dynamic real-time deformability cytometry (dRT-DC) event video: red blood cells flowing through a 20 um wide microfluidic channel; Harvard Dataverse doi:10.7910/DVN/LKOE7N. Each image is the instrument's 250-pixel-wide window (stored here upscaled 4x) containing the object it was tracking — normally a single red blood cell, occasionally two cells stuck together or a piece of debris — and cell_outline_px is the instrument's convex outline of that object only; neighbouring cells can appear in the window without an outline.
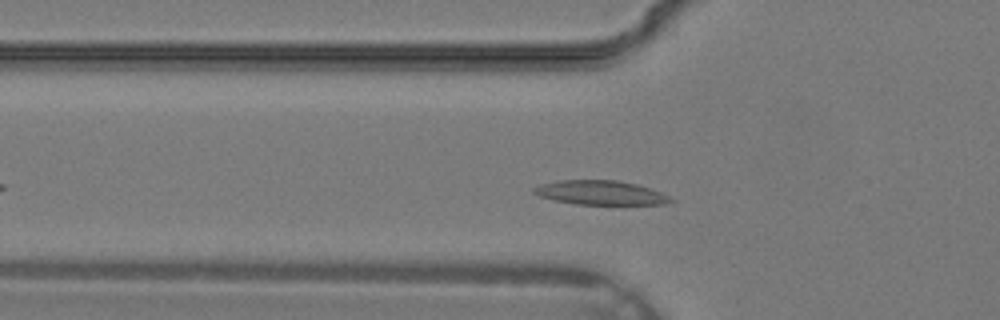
{"species": "common noctule bat (a hibernating species)", "species_latin": "Nyctalus noctula", "temperature_condition": "warm", "stored_images_in_passage": 24, "camera_frame_rate_fps": 3000, "um_per_image_px": 0.085, "animal": {"sex": "male", "body_mass_g": 19.2, "forearm_length_mm": 51.8}, "frame": {"image": 1, "passage_image": 5, "time_ms": 1.333, "image_size_px": [1000, 320], "cell_outline_px": [[676, 200], [668, 204], [576, 204], [552, 200], [540, 196], [532, 192], [532, 188], [540, 184], [556, 180], [616, 180], [636, 184], [660, 192]], "centroid_in_image_um": [51.0, 16.38], "position_along_channel_um": 74.8, "area_um2": 19.31}}
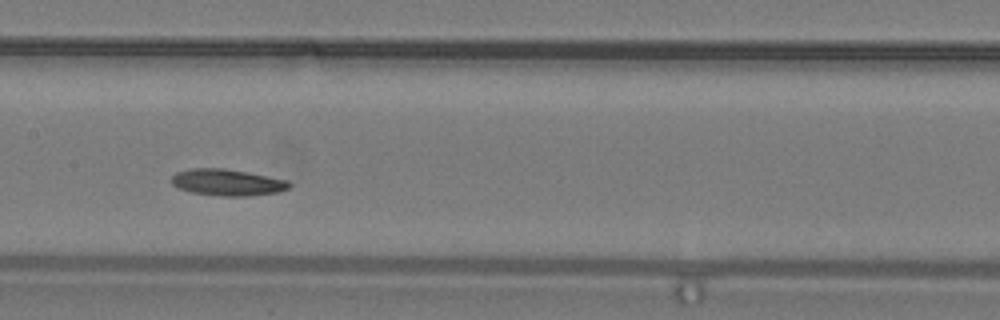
{"frame": {"image": 2, "passage_image": 11, "time_ms": 3.333, "image_size_px": [1000, 320], "cell_outline_px": [[292, 184], [288, 188], [276, 192], [252, 196], [220, 196], [192, 192], [180, 188], [172, 184], [172, 176], [176, 172], [192, 168], [224, 168], [248, 172], [288, 180]], "centroid_in_image_um": [19.34, 15.5], "position_along_channel_um": 188.1, "area_um2": 18.15}}
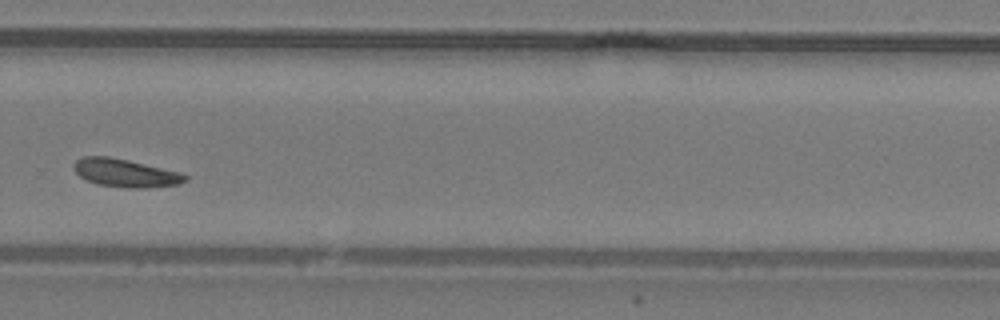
{"frame": {"image": 3, "passage_image": 18, "time_ms": 5.667, "image_size_px": [1000, 320], "cell_outline_px": [[188, 180], [180, 184], [148, 188], [124, 188], [96, 184], [80, 176], [72, 168], [72, 164], [76, 160], [84, 156], [108, 156], [128, 160], [180, 172], [188, 176]], "centroid_in_image_um": [10.66, 14.71], "position_along_channel_um": 319.1, "area_um2": 18.38}}